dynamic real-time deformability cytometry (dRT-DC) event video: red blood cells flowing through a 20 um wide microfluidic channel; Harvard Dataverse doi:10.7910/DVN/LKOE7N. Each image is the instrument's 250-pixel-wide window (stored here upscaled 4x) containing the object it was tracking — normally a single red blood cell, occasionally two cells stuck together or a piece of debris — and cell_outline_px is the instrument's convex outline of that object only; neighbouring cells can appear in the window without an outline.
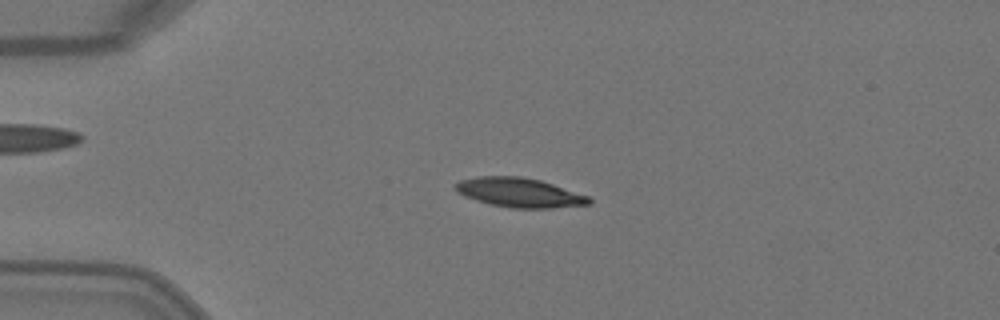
{"species": "Egyptian fruit bat (a non-hibernating species)", "species_latin": "Rousettus aegyptiacus", "temperature_condition": "warm", "stored_images_in_passage": 4, "camera_frame_rate_fps": 3000, "um_per_image_px": 0.085, "animal": {"sex": "female"}, "frame": {"image": 1, "passage_image": 3, "time_ms": 0.667, "image_size_px": [1000, 320], "cell_outline_px": [[592, 204], [552, 208], [512, 208], [488, 204], [464, 196], [456, 192], [452, 184], [460, 180], [480, 176], [520, 176], [540, 180], [588, 196], [592, 200]], "centroid_in_image_um": [44.1, 16.37], "position_along_channel_um": 40.9, "area_um2": 22.95}}